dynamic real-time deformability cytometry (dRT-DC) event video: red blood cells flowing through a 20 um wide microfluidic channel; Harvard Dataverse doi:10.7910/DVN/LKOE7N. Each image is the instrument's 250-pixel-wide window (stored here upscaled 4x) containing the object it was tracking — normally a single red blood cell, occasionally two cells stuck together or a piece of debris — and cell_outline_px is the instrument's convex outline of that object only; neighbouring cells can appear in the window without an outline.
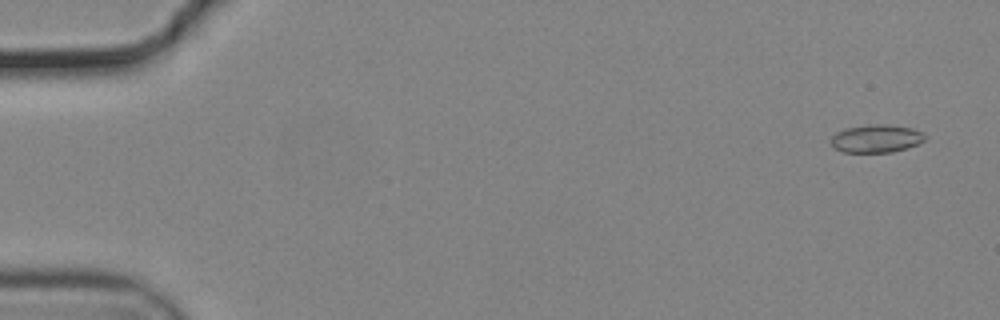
{"species": "common noctule bat (a hibernating species)", "species_latin": "Nyctalus noctula", "temperature_condition": "cold", "stored_images_in_passage": 56, "camera_frame_rate_fps": 3000, "um_per_image_px": 0.085, "animal": {"sex": "male", "body_mass_g": 19.2, "forearm_length_mm": 51.8}, "frame": {"image": 1, "passage_image": 3, "time_ms": 0.667, "image_size_px": [1000, 320], "cell_outline_px": [[928, 136], [924, 140], [916, 144], [892, 152], [844, 152], [836, 148], [828, 140], [836, 132], [848, 128], [868, 124], [884, 124], [912, 128], [924, 132]], "centroid_in_image_um": [74.49, 11.77], "position_along_channel_um": 10.5, "area_um2": 15.26}}
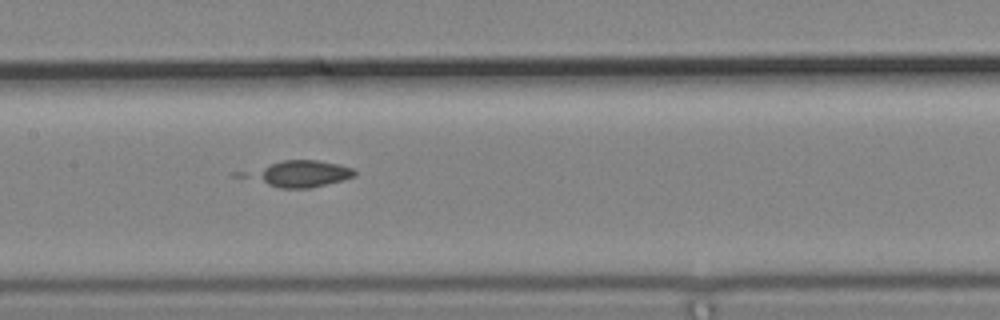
{"frame": {"image": 2, "passage_image": 28, "time_ms": 9.0, "image_size_px": [1000, 320], "cell_outline_px": [[356, 176], [308, 188], [280, 188], [268, 184], [256, 176], [256, 172], [272, 164], [284, 160], [316, 160], [340, 164], [352, 168], [356, 172]], "centroid_in_image_um": [25.83, 14.76], "position_along_channel_um": 181.6, "area_um2": 15.03}}
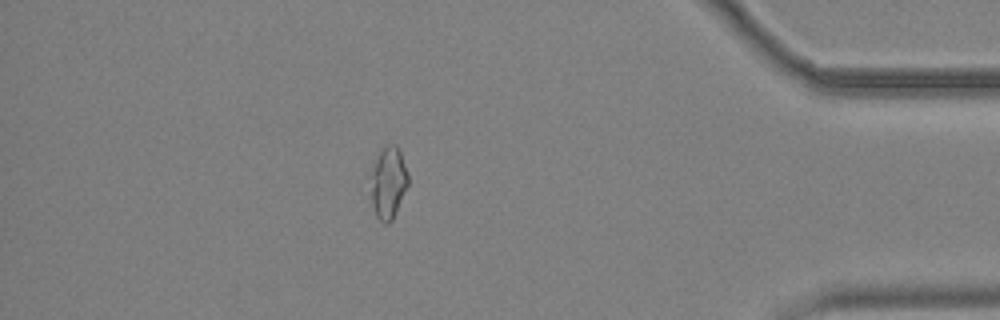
{"frame": {"image": 3, "passage_image": 49, "time_ms": 16.0, "image_size_px": [1000, 320], "cell_outline_px": [[408, 184], [396, 212], [392, 220], [388, 224], [384, 224], [376, 216], [372, 204], [368, 172], [376, 156], [388, 144], [396, 144], [400, 148], [408, 176]], "centroid_in_image_um": [32.96, 15.5], "position_along_channel_um": 402.2, "area_um2": 16.13}}